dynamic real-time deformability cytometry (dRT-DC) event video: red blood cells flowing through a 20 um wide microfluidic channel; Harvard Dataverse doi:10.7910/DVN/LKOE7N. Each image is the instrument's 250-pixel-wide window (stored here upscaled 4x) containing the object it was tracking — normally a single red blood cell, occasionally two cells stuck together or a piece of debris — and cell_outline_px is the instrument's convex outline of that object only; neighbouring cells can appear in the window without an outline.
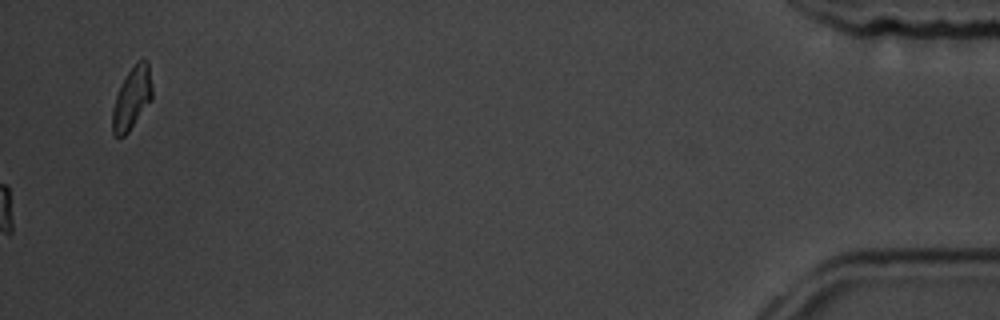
{"species": "common noctule bat (a hibernating species)", "species_latin": "Nyctalus noctula", "temperature_condition": "room temperature", "stored_images_in_passage": 57, "camera_frame_rate_fps": 3000, "um_per_image_px": 0.085, "animal": {"sex": "male", "body_mass_g": 19.5, "forearm_length_mm": 54.6}, "frame": {"image": 1, "passage_image": 57, "time_ms": 18.667, "image_size_px": [1000, 320], "cell_outline_px": [[152, 100], [128, 132], [124, 136], [116, 136], [112, 132], [112, 108], [116, 96], [128, 72], [144, 56], [148, 60], [152, 88]], "centroid_in_image_um": [11.23, 8.35], "position_along_channel_um": 424.0, "area_um2": 14.28}, "authors_computed_cell_mechanics": {"area_um2": 17.2244, "velocity_mm_per_s": 3.6805, "shape_relaxation_time_tau1_ms": 2.7249, "shape_relaxation_time_tau2_ms": 2.0282, "deformation_change_tau1": 0.1155, "deformation_change_tau2": 0.0626}}